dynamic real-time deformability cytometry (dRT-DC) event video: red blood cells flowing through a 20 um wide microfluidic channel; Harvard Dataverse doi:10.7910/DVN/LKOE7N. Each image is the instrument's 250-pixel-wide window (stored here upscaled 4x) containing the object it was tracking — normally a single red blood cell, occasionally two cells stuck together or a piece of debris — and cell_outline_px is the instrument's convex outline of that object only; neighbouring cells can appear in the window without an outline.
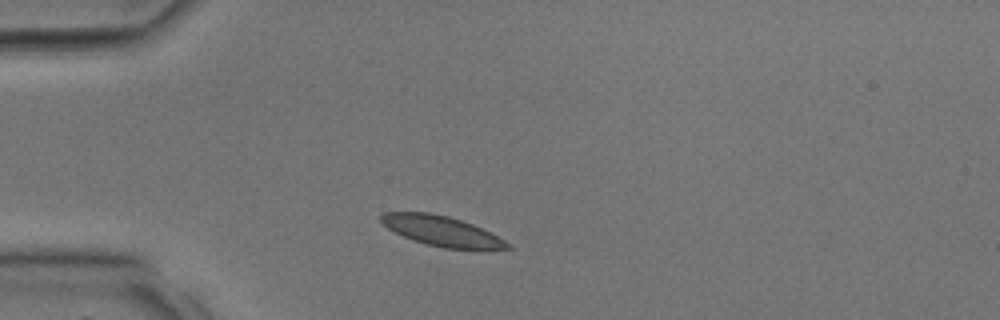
{"species": "common noctule bat (a hibernating species)", "species_latin": "Nyctalus noctula", "temperature_condition": "room temperature", "stored_images_in_passage": 28, "camera_frame_rate_fps": 3000, "um_per_image_px": 0.085, "animal": {"sex": "male", "body_mass_g": 17.9, "forearm_length_mm": 54.2}, "frame": {"image": 1, "passage_image": 3, "time_ms": 0.667, "image_size_px": [1000, 320], "cell_outline_px": [[512, 248], [444, 248], [412, 240], [388, 228], [380, 220], [380, 216], [384, 212], [428, 212], [448, 216], [472, 224], [512, 244]], "centroid_in_image_um": [37.49, 19.61], "position_along_channel_um": 47.5, "area_um2": 21.5}}
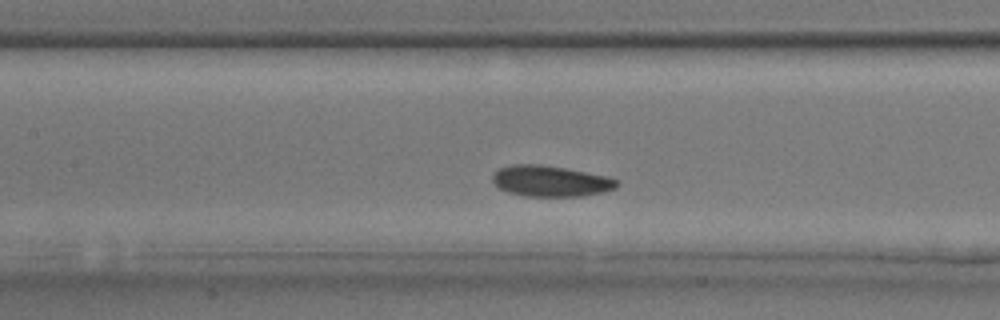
{"frame": {"image": 2, "passage_image": 10, "time_ms": 3.0, "image_size_px": [1000, 320], "cell_outline_px": [[620, 184], [616, 188], [600, 192], [580, 196], [524, 196], [508, 192], [500, 188], [492, 180], [492, 176], [500, 168], [512, 164], [540, 164], [564, 168], [608, 176], [616, 180]], "centroid_in_image_um": [46.79, 15.39], "position_along_channel_um": 160.6, "area_um2": 22.2}}
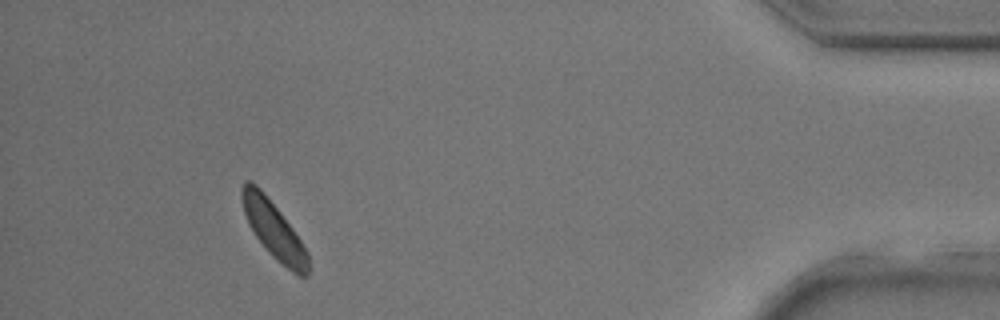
{"frame": {"image": 3, "passage_image": 26, "time_ms": 8.333, "image_size_px": [1000, 320], "cell_outline_px": [[312, 268], [308, 276], [300, 276], [292, 272], [276, 260], [272, 256], [256, 236], [248, 224], [244, 212], [240, 196], [240, 188], [244, 180], [248, 180], [256, 184], [264, 192], [280, 212], [292, 228], [308, 252]], "centroid_in_image_um": [23.28, 19.55], "position_along_channel_um": 411.9, "area_um2": 22.2}}